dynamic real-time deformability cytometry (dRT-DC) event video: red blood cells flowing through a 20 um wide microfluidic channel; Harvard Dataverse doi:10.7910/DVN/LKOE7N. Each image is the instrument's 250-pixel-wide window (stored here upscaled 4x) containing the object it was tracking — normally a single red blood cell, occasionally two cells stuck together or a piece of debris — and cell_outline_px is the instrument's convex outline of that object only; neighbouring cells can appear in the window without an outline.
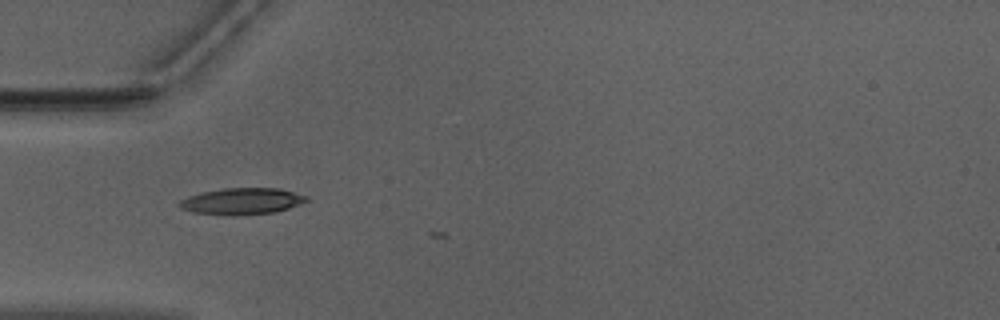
{"species": "Egyptian fruit bat (a non-hibernating species)", "species_latin": "Rousettus aegyptiacus", "temperature_condition": "warm", "stored_images_in_passage": 3, "camera_frame_rate_fps": 3000, "um_per_image_px": 0.085, "animal": {"sex": "male"}, "frame": {"image": 1, "passage_image": 2, "time_ms": 0.333, "image_size_px": [1000, 320], "cell_outline_px": [[308, 200], [300, 204], [276, 212], [232, 216], [192, 212], [180, 208], [176, 204], [180, 200], [188, 196], [200, 192], [224, 188], [280, 188], [308, 196]], "centroid_in_image_um": [20.53, 17.1], "position_along_channel_um": 64.5, "area_um2": 19.83}}